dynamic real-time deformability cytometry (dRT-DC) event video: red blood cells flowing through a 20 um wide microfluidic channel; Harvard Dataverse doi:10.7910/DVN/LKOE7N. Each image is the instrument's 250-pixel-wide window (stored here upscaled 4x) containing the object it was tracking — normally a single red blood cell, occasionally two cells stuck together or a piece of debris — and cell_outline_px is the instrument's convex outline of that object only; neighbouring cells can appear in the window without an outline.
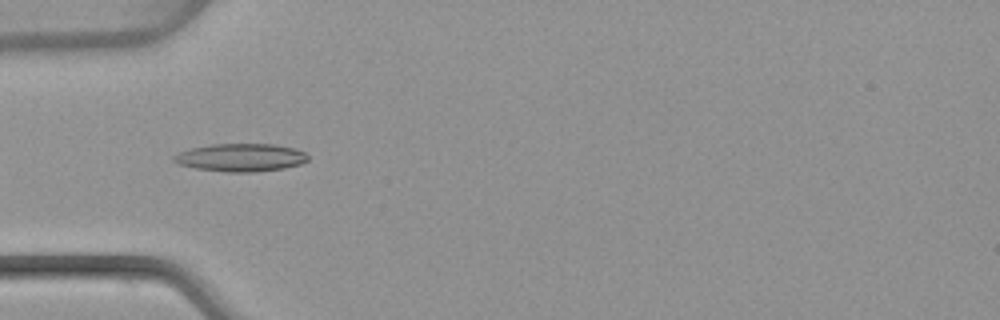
{"species": "common noctule bat (a hibernating species)", "species_latin": "Nyctalus noctula", "temperature_condition": "warm", "stored_images_in_passage": 7, "camera_frame_rate_fps": 3000, "um_per_image_px": 0.085, "animal": {"sex": "female", "body_mass_g": 22.7, "forearm_length_mm": 54.2}, "frame": {"image": 1, "passage_image": 2, "time_ms": 0.333, "image_size_px": [1000, 320], "cell_outline_px": [[308, 160], [300, 164], [284, 168], [252, 172], [228, 172], [196, 168], [180, 164], [172, 160], [172, 156], [176, 152], [192, 148], [212, 144], [276, 144], [292, 148], [304, 152], [308, 156]], "centroid_in_image_um": [20.44, 13.38], "position_along_channel_um": 64.6, "area_um2": 21.73}}